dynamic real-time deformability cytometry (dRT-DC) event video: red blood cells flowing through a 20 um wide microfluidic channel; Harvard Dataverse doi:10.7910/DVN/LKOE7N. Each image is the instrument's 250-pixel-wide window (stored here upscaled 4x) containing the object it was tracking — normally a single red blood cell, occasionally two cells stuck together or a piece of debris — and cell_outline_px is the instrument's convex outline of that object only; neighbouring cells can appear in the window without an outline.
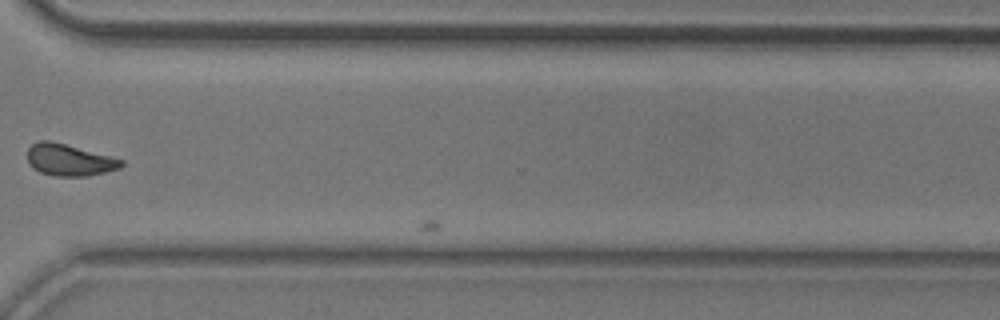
{"species": "common noctule bat (a hibernating species)", "species_latin": "Nyctalus noctula", "temperature_condition": "room temperature", "stored_images_in_passage": 34, "camera_frame_rate_fps": 3000, "um_per_image_px": 0.085, "animal": {"sex": "male", "body_mass_g": 20.5, "forearm_length_mm": 52.5}, "frame": {"image": 1, "passage_image": 33, "time_ms": 10.667, "image_size_px": [1000, 320], "cell_outline_px": [[124, 164], [120, 168], [88, 176], [52, 176], [40, 172], [32, 168], [28, 164], [28, 148], [36, 140], [48, 140], [64, 144], [124, 160]], "centroid_in_image_um": [5.84, 13.6], "position_along_channel_um": 364.8, "area_um2": 17.28}}